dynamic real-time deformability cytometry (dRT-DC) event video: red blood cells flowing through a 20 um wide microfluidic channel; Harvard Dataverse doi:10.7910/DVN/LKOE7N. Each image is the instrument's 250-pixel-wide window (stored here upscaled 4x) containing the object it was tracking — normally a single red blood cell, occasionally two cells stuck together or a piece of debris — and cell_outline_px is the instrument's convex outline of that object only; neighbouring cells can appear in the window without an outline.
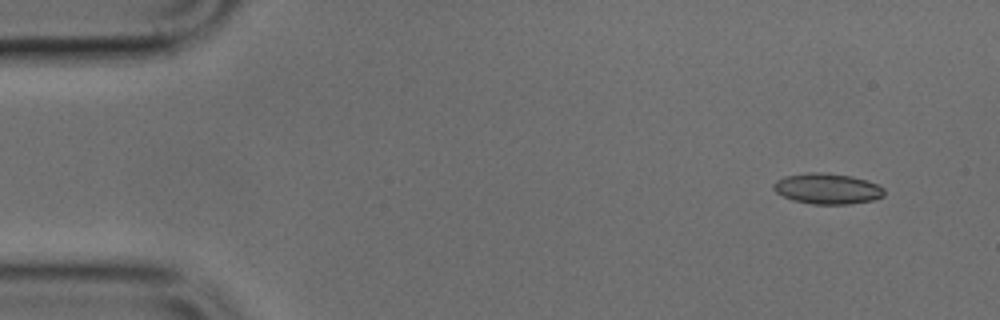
{"species": "common noctule bat (a hibernating species)", "species_latin": "Nyctalus noctula", "temperature_condition": "cold", "stored_images_in_passage": 5, "camera_frame_rate_fps": 3000, "um_per_image_px": 0.085, "animal": {"sex": "male", "body_mass_g": 17.9, "forearm_length_mm": 54.2}, "frame": {"image": 1, "passage_image": 5, "time_ms": 1.333, "image_size_px": [1000, 320], "cell_outline_px": [[884, 196], [872, 200], [848, 204], [812, 204], [792, 200], [776, 192], [772, 188], [772, 184], [776, 180], [784, 176], [808, 172], [824, 172], [852, 176], [868, 180], [884, 188]], "centroid_in_image_um": [70.3, 16.03], "position_along_channel_um": 14.7, "area_um2": 19.94}}